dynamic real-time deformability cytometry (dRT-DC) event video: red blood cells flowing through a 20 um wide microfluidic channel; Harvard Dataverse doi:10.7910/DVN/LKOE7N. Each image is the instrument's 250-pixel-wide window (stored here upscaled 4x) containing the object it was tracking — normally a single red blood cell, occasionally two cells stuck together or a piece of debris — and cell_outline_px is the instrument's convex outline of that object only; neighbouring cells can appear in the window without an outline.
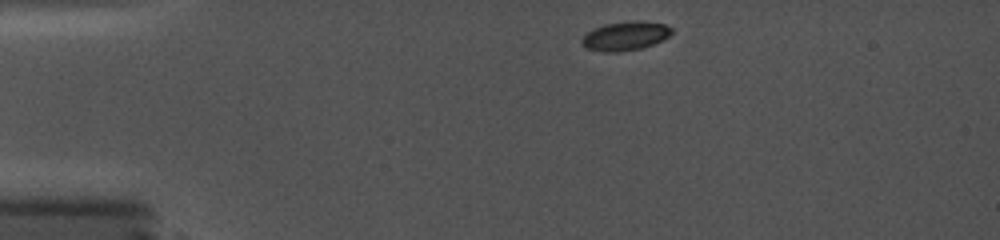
{"species": "common noctule bat (a hibernating species)", "species_latin": "Nyctalus noctula", "temperature_condition": "cold", "stored_images_in_passage": 37, "camera_frame_rate_fps": 5000, "um_per_image_px": 0.085, "animal": {"sex": "female", "body_mass_g": 19.0, "forearm_length_mm": 56.7}, "frame": {"image": 1, "passage_image": 1, "time_ms": 0.0, "image_size_px": [1000, 240], "cell_outline_px": [[672, 32], [668, 36], [652, 44], [640, 48], [620, 52], [604, 52], [588, 48], [580, 44], [580, 40], [588, 32], [604, 24], [636, 20], [640, 20], [664, 24], [672, 28]], "centroid_in_image_um": [53.13, 3.05], "position_along_channel_um": 31.9, "area_um2": 14.97}}
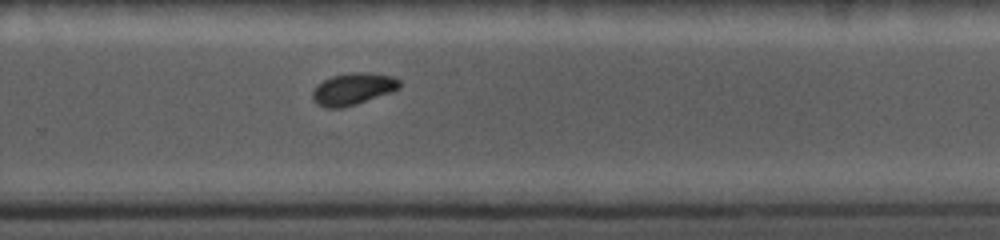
{"frame": {"image": 2, "passage_image": 23, "time_ms": 8.6, "image_size_px": [1000, 240], "cell_outline_px": [[400, 88], [392, 92], [356, 104], [340, 108], [324, 108], [316, 104], [312, 100], [312, 92], [316, 84], [332, 76], [352, 72], [368, 72], [392, 76], [400, 80]], "centroid_in_image_um": [29.98, 7.56], "position_along_channel_um": 299.8, "area_um2": 16.36}}
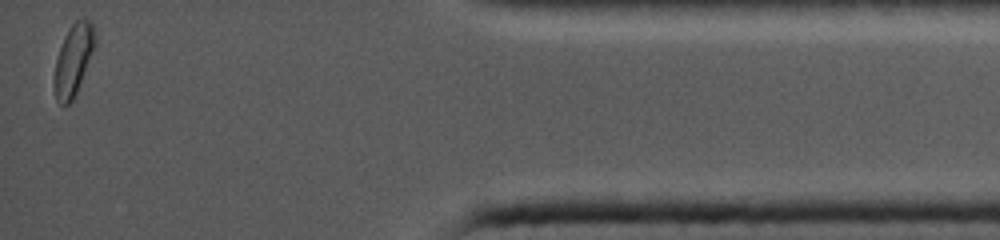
{"frame": {"image": 3, "passage_image": 37, "time_ms": 13.0, "image_size_px": [1000, 240], "cell_outline_px": [[96, 40], [76, 96], [64, 108], [56, 100], [52, 80], [56, 60], [64, 36], [72, 24], [76, 20], [92, 20]], "centroid_in_image_um": [6.2, 5.15], "position_along_channel_um": 429.0, "area_um2": 16.94}}